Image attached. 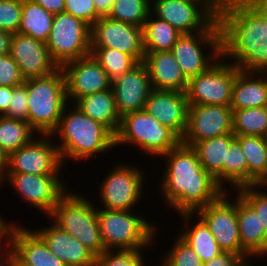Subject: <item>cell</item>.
Masks as SVG:
<instances>
[{"label": "cell", "instance_id": "6da1fadb", "mask_svg": "<svg viewBox=\"0 0 267 266\" xmlns=\"http://www.w3.org/2000/svg\"><path fill=\"white\" fill-rule=\"evenodd\" d=\"M162 156L167 162L160 181V194L164 203L176 212L196 215L198 209L215 201L225 191L203 168L191 146L180 142Z\"/></svg>", "mask_w": 267, "mask_h": 266}, {"label": "cell", "instance_id": "7a4b0ae2", "mask_svg": "<svg viewBox=\"0 0 267 266\" xmlns=\"http://www.w3.org/2000/svg\"><path fill=\"white\" fill-rule=\"evenodd\" d=\"M65 105L57 129L60 135L58 147L62 163L66 160H87L104 153L115 146V135L103 124L84 114L73 104V109ZM67 112V113H66ZM112 147V148H111Z\"/></svg>", "mask_w": 267, "mask_h": 266}, {"label": "cell", "instance_id": "3957f363", "mask_svg": "<svg viewBox=\"0 0 267 266\" xmlns=\"http://www.w3.org/2000/svg\"><path fill=\"white\" fill-rule=\"evenodd\" d=\"M254 55L253 51L233 44L211 67L188 80V104L230 105L237 72ZM228 58L234 60L227 62Z\"/></svg>", "mask_w": 267, "mask_h": 266}, {"label": "cell", "instance_id": "277c9868", "mask_svg": "<svg viewBox=\"0 0 267 266\" xmlns=\"http://www.w3.org/2000/svg\"><path fill=\"white\" fill-rule=\"evenodd\" d=\"M232 45L233 29L214 20L204 31L182 34L171 52L189 80L211 67ZM207 47L212 51L210 56L203 51Z\"/></svg>", "mask_w": 267, "mask_h": 266}, {"label": "cell", "instance_id": "5b68a950", "mask_svg": "<svg viewBox=\"0 0 267 266\" xmlns=\"http://www.w3.org/2000/svg\"><path fill=\"white\" fill-rule=\"evenodd\" d=\"M28 95V123L38 135H52L57 129L65 105L66 83L59 67L52 74L25 79Z\"/></svg>", "mask_w": 267, "mask_h": 266}, {"label": "cell", "instance_id": "8992f818", "mask_svg": "<svg viewBox=\"0 0 267 266\" xmlns=\"http://www.w3.org/2000/svg\"><path fill=\"white\" fill-rule=\"evenodd\" d=\"M85 198L67 190L48 217L97 257L106 249L100 236L97 209Z\"/></svg>", "mask_w": 267, "mask_h": 266}, {"label": "cell", "instance_id": "52a82bcc", "mask_svg": "<svg viewBox=\"0 0 267 266\" xmlns=\"http://www.w3.org/2000/svg\"><path fill=\"white\" fill-rule=\"evenodd\" d=\"M97 218L106 250H143L155 240L156 225L131 210L97 209Z\"/></svg>", "mask_w": 267, "mask_h": 266}, {"label": "cell", "instance_id": "ba28073f", "mask_svg": "<svg viewBox=\"0 0 267 266\" xmlns=\"http://www.w3.org/2000/svg\"><path fill=\"white\" fill-rule=\"evenodd\" d=\"M180 142L181 139L172 130L144 109L124 114L115 135V146L133 144L146 154L161 157Z\"/></svg>", "mask_w": 267, "mask_h": 266}, {"label": "cell", "instance_id": "9c48e42d", "mask_svg": "<svg viewBox=\"0 0 267 266\" xmlns=\"http://www.w3.org/2000/svg\"><path fill=\"white\" fill-rule=\"evenodd\" d=\"M46 45L58 67L88 56L91 53L90 26L70 13L55 14Z\"/></svg>", "mask_w": 267, "mask_h": 266}, {"label": "cell", "instance_id": "30bf717a", "mask_svg": "<svg viewBox=\"0 0 267 266\" xmlns=\"http://www.w3.org/2000/svg\"><path fill=\"white\" fill-rule=\"evenodd\" d=\"M100 185L101 208L106 210H131L142 199L143 173L136 166L127 163L113 167Z\"/></svg>", "mask_w": 267, "mask_h": 266}, {"label": "cell", "instance_id": "8fae6325", "mask_svg": "<svg viewBox=\"0 0 267 266\" xmlns=\"http://www.w3.org/2000/svg\"><path fill=\"white\" fill-rule=\"evenodd\" d=\"M52 135H40L8 155L7 173L58 175L64 167ZM62 167V168H61Z\"/></svg>", "mask_w": 267, "mask_h": 266}, {"label": "cell", "instance_id": "7c38bea8", "mask_svg": "<svg viewBox=\"0 0 267 266\" xmlns=\"http://www.w3.org/2000/svg\"><path fill=\"white\" fill-rule=\"evenodd\" d=\"M227 192L229 191H224L215 201L196 212L209 227L222 251L241 255L236 198L235 201H230Z\"/></svg>", "mask_w": 267, "mask_h": 266}, {"label": "cell", "instance_id": "4fadbf2b", "mask_svg": "<svg viewBox=\"0 0 267 266\" xmlns=\"http://www.w3.org/2000/svg\"><path fill=\"white\" fill-rule=\"evenodd\" d=\"M90 47L115 49L131 55L138 63L143 62V29L109 17H100L90 27Z\"/></svg>", "mask_w": 267, "mask_h": 266}, {"label": "cell", "instance_id": "5bb4252c", "mask_svg": "<svg viewBox=\"0 0 267 266\" xmlns=\"http://www.w3.org/2000/svg\"><path fill=\"white\" fill-rule=\"evenodd\" d=\"M233 109L230 105H189L187 127L181 142H196L233 133Z\"/></svg>", "mask_w": 267, "mask_h": 266}, {"label": "cell", "instance_id": "9a60e30c", "mask_svg": "<svg viewBox=\"0 0 267 266\" xmlns=\"http://www.w3.org/2000/svg\"><path fill=\"white\" fill-rule=\"evenodd\" d=\"M60 176L7 173L6 180H9L10 186H13L26 203H31L35 209L48 216L60 197L68 190Z\"/></svg>", "mask_w": 267, "mask_h": 266}, {"label": "cell", "instance_id": "2e32d148", "mask_svg": "<svg viewBox=\"0 0 267 266\" xmlns=\"http://www.w3.org/2000/svg\"><path fill=\"white\" fill-rule=\"evenodd\" d=\"M230 106L232 109L267 106V63L259 54L237 72Z\"/></svg>", "mask_w": 267, "mask_h": 266}, {"label": "cell", "instance_id": "e0dca14e", "mask_svg": "<svg viewBox=\"0 0 267 266\" xmlns=\"http://www.w3.org/2000/svg\"><path fill=\"white\" fill-rule=\"evenodd\" d=\"M66 83V98L73 104L82 96L112 88L108 73L90 54L67 62L62 67Z\"/></svg>", "mask_w": 267, "mask_h": 266}, {"label": "cell", "instance_id": "ac0fdd59", "mask_svg": "<svg viewBox=\"0 0 267 266\" xmlns=\"http://www.w3.org/2000/svg\"><path fill=\"white\" fill-rule=\"evenodd\" d=\"M9 54L19 66L24 79L43 77L59 68L52 60L45 42L19 32L12 36Z\"/></svg>", "mask_w": 267, "mask_h": 266}, {"label": "cell", "instance_id": "d6986e66", "mask_svg": "<svg viewBox=\"0 0 267 266\" xmlns=\"http://www.w3.org/2000/svg\"><path fill=\"white\" fill-rule=\"evenodd\" d=\"M151 13L182 34L204 31L214 19L197 3L188 0H152Z\"/></svg>", "mask_w": 267, "mask_h": 266}, {"label": "cell", "instance_id": "ffe728a7", "mask_svg": "<svg viewBox=\"0 0 267 266\" xmlns=\"http://www.w3.org/2000/svg\"><path fill=\"white\" fill-rule=\"evenodd\" d=\"M188 107L186 92L153 89L144 110L182 139L187 127Z\"/></svg>", "mask_w": 267, "mask_h": 266}, {"label": "cell", "instance_id": "44dd1931", "mask_svg": "<svg viewBox=\"0 0 267 266\" xmlns=\"http://www.w3.org/2000/svg\"><path fill=\"white\" fill-rule=\"evenodd\" d=\"M116 108L122 117L124 114L145 108V103L153 90L148 70L139 62L130 71L112 82Z\"/></svg>", "mask_w": 267, "mask_h": 266}, {"label": "cell", "instance_id": "7402d4cb", "mask_svg": "<svg viewBox=\"0 0 267 266\" xmlns=\"http://www.w3.org/2000/svg\"><path fill=\"white\" fill-rule=\"evenodd\" d=\"M267 35V0H239L233 44L252 50Z\"/></svg>", "mask_w": 267, "mask_h": 266}, {"label": "cell", "instance_id": "603a6c76", "mask_svg": "<svg viewBox=\"0 0 267 266\" xmlns=\"http://www.w3.org/2000/svg\"><path fill=\"white\" fill-rule=\"evenodd\" d=\"M35 232L44 240L51 253L67 266H96V256L69 233L51 222Z\"/></svg>", "mask_w": 267, "mask_h": 266}, {"label": "cell", "instance_id": "cb8c5ba5", "mask_svg": "<svg viewBox=\"0 0 267 266\" xmlns=\"http://www.w3.org/2000/svg\"><path fill=\"white\" fill-rule=\"evenodd\" d=\"M22 266H67L49 250L44 240L33 230L15 226L9 244Z\"/></svg>", "mask_w": 267, "mask_h": 266}, {"label": "cell", "instance_id": "d4e9b609", "mask_svg": "<svg viewBox=\"0 0 267 266\" xmlns=\"http://www.w3.org/2000/svg\"><path fill=\"white\" fill-rule=\"evenodd\" d=\"M152 89L186 92L188 79L171 51L145 52L143 59Z\"/></svg>", "mask_w": 267, "mask_h": 266}, {"label": "cell", "instance_id": "484cf974", "mask_svg": "<svg viewBox=\"0 0 267 266\" xmlns=\"http://www.w3.org/2000/svg\"><path fill=\"white\" fill-rule=\"evenodd\" d=\"M236 210L241 242V256H267V233L256 211L237 193Z\"/></svg>", "mask_w": 267, "mask_h": 266}, {"label": "cell", "instance_id": "4316f807", "mask_svg": "<svg viewBox=\"0 0 267 266\" xmlns=\"http://www.w3.org/2000/svg\"><path fill=\"white\" fill-rule=\"evenodd\" d=\"M73 104L84 114L105 125L114 135L118 132L121 116L116 108L113 89L88 94Z\"/></svg>", "mask_w": 267, "mask_h": 266}, {"label": "cell", "instance_id": "83f0119b", "mask_svg": "<svg viewBox=\"0 0 267 266\" xmlns=\"http://www.w3.org/2000/svg\"><path fill=\"white\" fill-rule=\"evenodd\" d=\"M236 138L234 133L213 137L196 142L192 148L196 151L201 165L223 188V163L230 143Z\"/></svg>", "mask_w": 267, "mask_h": 266}, {"label": "cell", "instance_id": "f1b7e54d", "mask_svg": "<svg viewBox=\"0 0 267 266\" xmlns=\"http://www.w3.org/2000/svg\"><path fill=\"white\" fill-rule=\"evenodd\" d=\"M194 214L195 213H180V216H183L184 218L182 221H185L186 227L182 230L183 232H181L179 236L193 248L201 258L202 263H205L218 256L223 251L210 232L209 227L199 216L198 220L196 219L198 222H196L195 225L194 223L191 225L188 224L190 223L189 220H193L191 218H193L192 216Z\"/></svg>", "mask_w": 267, "mask_h": 266}, {"label": "cell", "instance_id": "f546056e", "mask_svg": "<svg viewBox=\"0 0 267 266\" xmlns=\"http://www.w3.org/2000/svg\"><path fill=\"white\" fill-rule=\"evenodd\" d=\"M248 164V185H267L266 137L236 136Z\"/></svg>", "mask_w": 267, "mask_h": 266}, {"label": "cell", "instance_id": "4dcf8cb0", "mask_svg": "<svg viewBox=\"0 0 267 266\" xmlns=\"http://www.w3.org/2000/svg\"><path fill=\"white\" fill-rule=\"evenodd\" d=\"M54 15L33 0H22L19 33L47 42L50 36Z\"/></svg>", "mask_w": 267, "mask_h": 266}, {"label": "cell", "instance_id": "1f68e13d", "mask_svg": "<svg viewBox=\"0 0 267 266\" xmlns=\"http://www.w3.org/2000/svg\"><path fill=\"white\" fill-rule=\"evenodd\" d=\"M143 43L145 52L171 51L178 38L182 35L167 21L149 14L143 27Z\"/></svg>", "mask_w": 267, "mask_h": 266}, {"label": "cell", "instance_id": "d6a6232c", "mask_svg": "<svg viewBox=\"0 0 267 266\" xmlns=\"http://www.w3.org/2000/svg\"><path fill=\"white\" fill-rule=\"evenodd\" d=\"M34 131L28 122L0 116V149L8 156L30 143L36 137Z\"/></svg>", "mask_w": 267, "mask_h": 266}, {"label": "cell", "instance_id": "836d02e7", "mask_svg": "<svg viewBox=\"0 0 267 266\" xmlns=\"http://www.w3.org/2000/svg\"><path fill=\"white\" fill-rule=\"evenodd\" d=\"M224 182L234 190L248 185V164L236 138L230 143L226 161L223 163V189L226 191L228 188Z\"/></svg>", "mask_w": 267, "mask_h": 266}, {"label": "cell", "instance_id": "e575fe53", "mask_svg": "<svg viewBox=\"0 0 267 266\" xmlns=\"http://www.w3.org/2000/svg\"><path fill=\"white\" fill-rule=\"evenodd\" d=\"M233 133L236 136L267 137V106L233 109Z\"/></svg>", "mask_w": 267, "mask_h": 266}, {"label": "cell", "instance_id": "d590c367", "mask_svg": "<svg viewBox=\"0 0 267 266\" xmlns=\"http://www.w3.org/2000/svg\"><path fill=\"white\" fill-rule=\"evenodd\" d=\"M91 55L108 73L113 82L130 71L138 62L129 54L107 47H90Z\"/></svg>", "mask_w": 267, "mask_h": 266}, {"label": "cell", "instance_id": "8d00e7d4", "mask_svg": "<svg viewBox=\"0 0 267 266\" xmlns=\"http://www.w3.org/2000/svg\"><path fill=\"white\" fill-rule=\"evenodd\" d=\"M151 0H115L107 17L143 27L151 13Z\"/></svg>", "mask_w": 267, "mask_h": 266}, {"label": "cell", "instance_id": "74e56055", "mask_svg": "<svg viewBox=\"0 0 267 266\" xmlns=\"http://www.w3.org/2000/svg\"><path fill=\"white\" fill-rule=\"evenodd\" d=\"M197 3L215 21L234 29L238 14L239 0H188Z\"/></svg>", "mask_w": 267, "mask_h": 266}, {"label": "cell", "instance_id": "f35d334b", "mask_svg": "<svg viewBox=\"0 0 267 266\" xmlns=\"http://www.w3.org/2000/svg\"><path fill=\"white\" fill-rule=\"evenodd\" d=\"M162 260V266H203L201 258L179 235Z\"/></svg>", "mask_w": 267, "mask_h": 266}, {"label": "cell", "instance_id": "ab89813d", "mask_svg": "<svg viewBox=\"0 0 267 266\" xmlns=\"http://www.w3.org/2000/svg\"><path fill=\"white\" fill-rule=\"evenodd\" d=\"M266 186L261 184L246 185L236 191L256 211L261 227L267 233V192H263L264 190L259 188H265Z\"/></svg>", "mask_w": 267, "mask_h": 266}, {"label": "cell", "instance_id": "60d3db41", "mask_svg": "<svg viewBox=\"0 0 267 266\" xmlns=\"http://www.w3.org/2000/svg\"><path fill=\"white\" fill-rule=\"evenodd\" d=\"M117 251V252H116ZM142 250H105L96 257V266H144Z\"/></svg>", "mask_w": 267, "mask_h": 266}, {"label": "cell", "instance_id": "b9f144b4", "mask_svg": "<svg viewBox=\"0 0 267 266\" xmlns=\"http://www.w3.org/2000/svg\"><path fill=\"white\" fill-rule=\"evenodd\" d=\"M21 13L22 0H0V30L18 33Z\"/></svg>", "mask_w": 267, "mask_h": 266}, {"label": "cell", "instance_id": "7bdbcfd3", "mask_svg": "<svg viewBox=\"0 0 267 266\" xmlns=\"http://www.w3.org/2000/svg\"><path fill=\"white\" fill-rule=\"evenodd\" d=\"M27 99V87L24 84L11 87V99L7 112L3 116L28 122Z\"/></svg>", "mask_w": 267, "mask_h": 266}, {"label": "cell", "instance_id": "ee69618b", "mask_svg": "<svg viewBox=\"0 0 267 266\" xmlns=\"http://www.w3.org/2000/svg\"><path fill=\"white\" fill-rule=\"evenodd\" d=\"M64 12L86 22L90 27L100 18L94 0H65Z\"/></svg>", "mask_w": 267, "mask_h": 266}, {"label": "cell", "instance_id": "f6af8a7d", "mask_svg": "<svg viewBox=\"0 0 267 266\" xmlns=\"http://www.w3.org/2000/svg\"><path fill=\"white\" fill-rule=\"evenodd\" d=\"M19 66L10 56H0V86L16 87L24 83Z\"/></svg>", "mask_w": 267, "mask_h": 266}, {"label": "cell", "instance_id": "bcb514c9", "mask_svg": "<svg viewBox=\"0 0 267 266\" xmlns=\"http://www.w3.org/2000/svg\"><path fill=\"white\" fill-rule=\"evenodd\" d=\"M247 259L249 258L233 252L223 251L218 256L203 263V266H254Z\"/></svg>", "mask_w": 267, "mask_h": 266}, {"label": "cell", "instance_id": "7dc6e473", "mask_svg": "<svg viewBox=\"0 0 267 266\" xmlns=\"http://www.w3.org/2000/svg\"><path fill=\"white\" fill-rule=\"evenodd\" d=\"M53 15L64 12L65 0H33Z\"/></svg>", "mask_w": 267, "mask_h": 266}, {"label": "cell", "instance_id": "c3c4849f", "mask_svg": "<svg viewBox=\"0 0 267 266\" xmlns=\"http://www.w3.org/2000/svg\"><path fill=\"white\" fill-rule=\"evenodd\" d=\"M17 224L12 225V223L6 222L2 216L0 217V241L2 240L5 242V246H9L10 240L12 238V233Z\"/></svg>", "mask_w": 267, "mask_h": 266}, {"label": "cell", "instance_id": "681fc988", "mask_svg": "<svg viewBox=\"0 0 267 266\" xmlns=\"http://www.w3.org/2000/svg\"><path fill=\"white\" fill-rule=\"evenodd\" d=\"M11 99V87L0 86V116H3L8 109Z\"/></svg>", "mask_w": 267, "mask_h": 266}, {"label": "cell", "instance_id": "f907efd6", "mask_svg": "<svg viewBox=\"0 0 267 266\" xmlns=\"http://www.w3.org/2000/svg\"><path fill=\"white\" fill-rule=\"evenodd\" d=\"M115 0H94L96 12L100 17H107Z\"/></svg>", "mask_w": 267, "mask_h": 266}, {"label": "cell", "instance_id": "816d5d0a", "mask_svg": "<svg viewBox=\"0 0 267 266\" xmlns=\"http://www.w3.org/2000/svg\"><path fill=\"white\" fill-rule=\"evenodd\" d=\"M3 251L4 252H1V254H0L1 255L0 256V266H16V262H17L16 255H15V252L10 248V246H8V248L6 246L3 249Z\"/></svg>", "mask_w": 267, "mask_h": 266}, {"label": "cell", "instance_id": "f5cc1de1", "mask_svg": "<svg viewBox=\"0 0 267 266\" xmlns=\"http://www.w3.org/2000/svg\"><path fill=\"white\" fill-rule=\"evenodd\" d=\"M12 36V33L0 30V56L9 53Z\"/></svg>", "mask_w": 267, "mask_h": 266}, {"label": "cell", "instance_id": "db71d44e", "mask_svg": "<svg viewBox=\"0 0 267 266\" xmlns=\"http://www.w3.org/2000/svg\"><path fill=\"white\" fill-rule=\"evenodd\" d=\"M7 160L8 156L0 149V186L7 177Z\"/></svg>", "mask_w": 267, "mask_h": 266}, {"label": "cell", "instance_id": "11a10c76", "mask_svg": "<svg viewBox=\"0 0 267 266\" xmlns=\"http://www.w3.org/2000/svg\"><path fill=\"white\" fill-rule=\"evenodd\" d=\"M265 46H267V35L251 51L258 54Z\"/></svg>", "mask_w": 267, "mask_h": 266}, {"label": "cell", "instance_id": "9f6ffc18", "mask_svg": "<svg viewBox=\"0 0 267 266\" xmlns=\"http://www.w3.org/2000/svg\"><path fill=\"white\" fill-rule=\"evenodd\" d=\"M258 54L267 63V46H265Z\"/></svg>", "mask_w": 267, "mask_h": 266}, {"label": "cell", "instance_id": "6f0895ef", "mask_svg": "<svg viewBox=\"0 0 267 266\" xmlns=\"http://www.w3.org/2000/svg\"><path fill=\"white\" fill-rule=\"evenodd\" d=\"M1 243H2V242L0 241V251H1V248H2V247H6V246H4V244H3V246H2ZM0 253H1V252H0Z\"/></svg>", "mask_w": 267, "mask_h": 266}]
</instances>
